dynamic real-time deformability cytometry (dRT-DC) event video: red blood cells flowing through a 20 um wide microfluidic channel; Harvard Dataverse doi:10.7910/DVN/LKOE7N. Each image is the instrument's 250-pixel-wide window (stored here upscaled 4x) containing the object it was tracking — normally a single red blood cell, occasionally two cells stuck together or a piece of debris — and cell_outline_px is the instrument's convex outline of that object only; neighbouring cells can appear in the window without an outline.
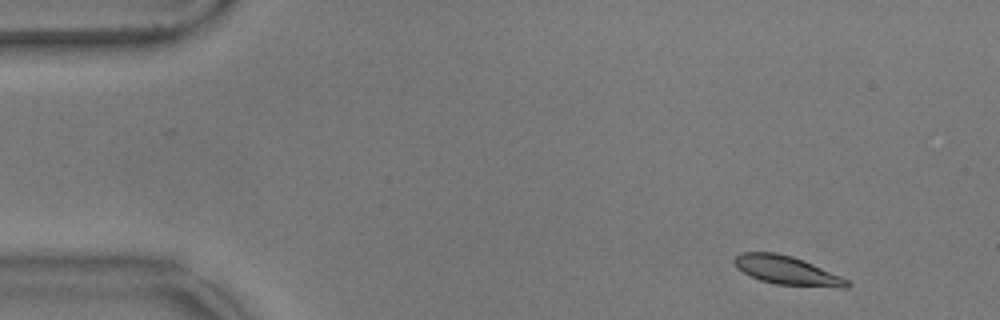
{"species": "common noctule bat (a hibernating species)", "species_latin": "Nyctalus noctula", "temperature_condition": "warm", "stored_images_in_passage": 54, "camera_frame_rate_fps": 3000, "um_per_image_px": 0.085, "animal": {"sex": "male", "body_mass_g": 17.9}, "frame": {"image": 1, "passage_image": 3, "time_ms": 0.667, "image_size_px": [1000, 320], "cell_outline_px": [[852, 284], [848, 288], [840, 288], [776, 284], [760, 280], [736, 268], [732, 260], [740, 252], [776, 252], [792, 256], [804, 260], [840, 276], [848, 280]], "centroid_in_image_um": [66.89, 22.98], "position_along_channel_um": 18.1, "area_um2": 18.9}}
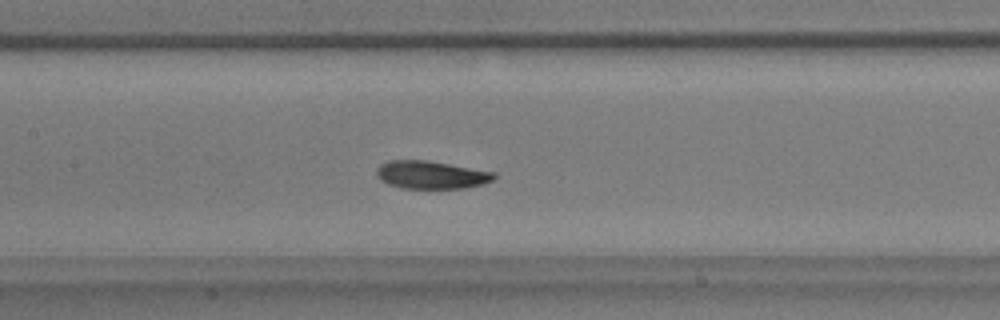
{"frame": {"image": 2, "passage_image": 24, "time_ms": 7.667, "image_size_px": [1000, 320], "cell_outline_px": [[496, 176], [492, 180], [480, 184], [464, 188], [404, 188], [388, 184], [380, 180], [376, 176], [376, 168], [380, 164], [388, 160], [428, 160], [496, 172]], "centroid_in_image_um": [36.61, 14.84], "position_along_channel_um": 170.8, "area_um2": 19.13}}
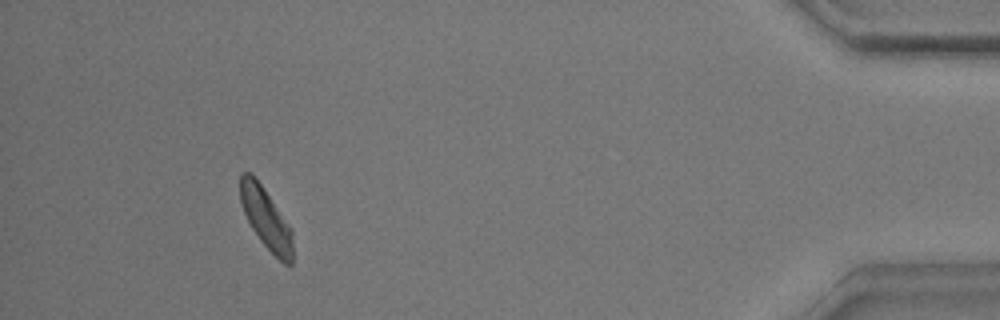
{"frame": {"image": 3, "passage_image": 50, "time_ms": 16.333, "image_size_px": [1000, 320], "cell_outline_px": [[292, 264], [284, 264], [260, 240], [252, 228], [244, 212], [240, 200], [240, 172], [252, 172], [292, 228]], "centroid_in_image_um": [22.6, 18.53], "position_along_channel_um": 412.6, "area_um2": 18.44}, "authors_computed_cell_mechanics": {"area_um2": 19.2185, "velocity_mm_per_s": 3.5164, "shape_relaxation_time_tau1_ms": 5.6328, "shape_relaxation_time_tau2_ms": 4.2912, "deformation_change_tau1": 0.1522, "deformation_change_tau2": 0.0803}}